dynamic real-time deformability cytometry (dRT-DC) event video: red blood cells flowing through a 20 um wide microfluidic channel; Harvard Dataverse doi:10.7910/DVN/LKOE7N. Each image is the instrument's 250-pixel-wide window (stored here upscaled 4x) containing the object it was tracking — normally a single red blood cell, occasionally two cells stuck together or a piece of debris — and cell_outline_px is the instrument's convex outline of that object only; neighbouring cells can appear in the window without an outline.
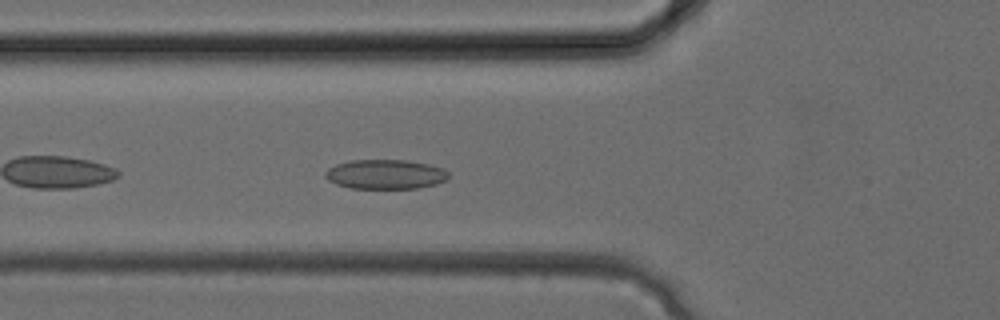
{"species": "common noctule bat (a hibernating species)", "species_latin": "Nyctalus noctula", "temperature_condition": "cold", "stored_images_in_passage": 25, "camera_frame_rate_fps": 3000, "um_per_image_px": 0.085, "animal": {"sex": "female", "body_mass_g": 24.6, "forearm_length_mm": 56.2}, "frame": {"image": 1, "passage_image": 3, "time_ms": 0.667, "image_size_px": [1000, 320], "cell_outline_px": [[448, 176], [444, 180], [436, 184], [416, 188], [352, 188], [336, 184], [328, 180], [324, 176], [324, 172], [328, 168], [336, 164], [352, 160], [408, 160], [428, 164], [444, 168], [448, 172]], "centroid_in_image_um": [32.74, 14.81], "position_along_channel_um": 93.1, "area_um2": 21.15}}
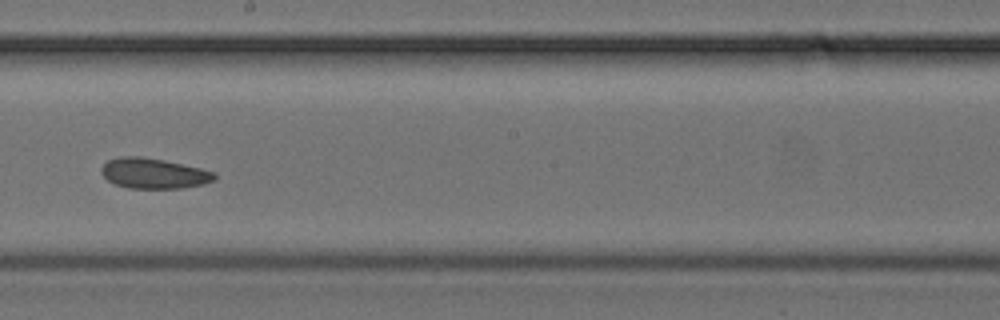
{"frame": {"image": 2, "passage_image": 10, "time_ms": 3.0, "image_size_px": [1000, 320], "cell_outline_px": [[216, 180], [204, 184], [180, 188], [128, 188], [116, 184], [108, 180], [100, 172], [100, 168], [108, 160], [120, 156], [140, 156], [164, 160], [200, 168], [216, 172]], "centroid_in_image_um": [13.07, 14.73], "position_along_channel_um": 235.1, "area_um2": 20.06}}
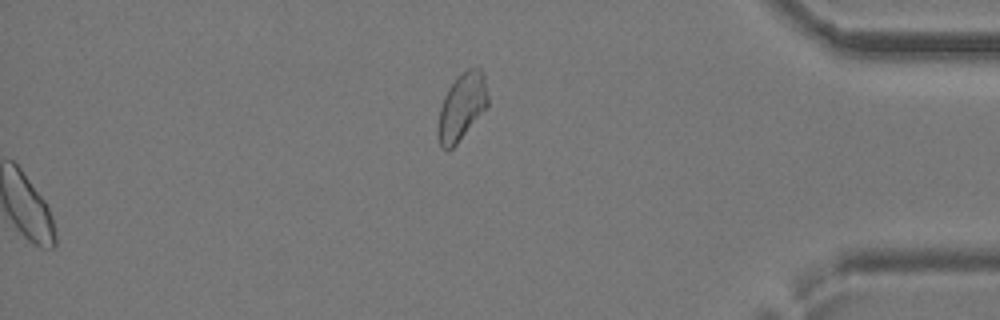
{"frame": {"image": 3, "passage_image": 25, "time_ms": 8.0, "image_size_px": [1000, 320], "cell_outline_px": [[488, 104], [456, 144], [452, 148], [440, 148], [436, 136], [436, 132], [440, 108], [444, 96], [448, 88], [456, 76], [468, 68], [480, 68], [484, 72], [488, 96]], "centroid_in_image_um": [39.22, 9.05], "position_along_channel_um": 396.0, "area_um2": 19.42}}